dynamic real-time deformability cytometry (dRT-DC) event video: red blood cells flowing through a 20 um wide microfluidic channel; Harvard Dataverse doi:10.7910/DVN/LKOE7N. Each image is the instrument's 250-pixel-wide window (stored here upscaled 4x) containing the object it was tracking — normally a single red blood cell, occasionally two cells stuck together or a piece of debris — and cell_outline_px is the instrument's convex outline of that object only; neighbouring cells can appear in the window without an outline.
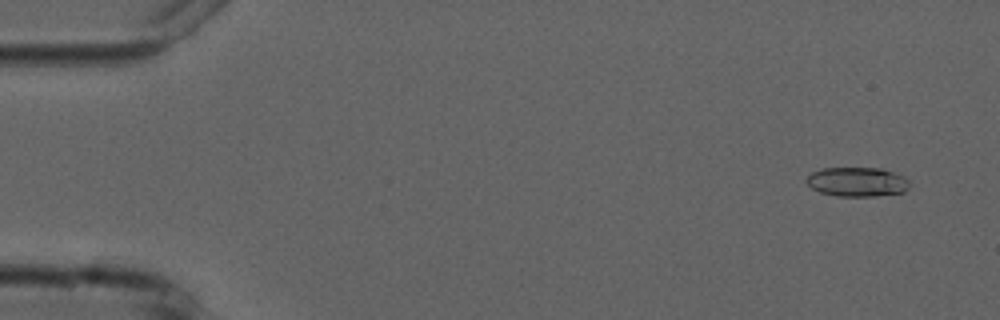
{"species": "common noctule bat (a hibernating species)", "species_latin": "Nyctalus noctula", "temperature_condition": "cold", "stored_images_in_passage": 5, "camera_frame_rate_fps": 3000, "um_per_image_px": 0.085, "animal": {"sex": "male", "forearm_length_mm": 52.5}, "frame": {"image": 1, "passage_image": 1, "time_ms": 0.0, "image_size_px": [1000, 320], "cell_outline_px": [[908, 188], [904, 192], [876, 196], [836, 196], [820, 192], [812, 188], [804, 180], [812, 172], [820, 168], [884, 168], [904, 176], [908, 180]], "centroid_in_image_um": [72.85, 15.45], "position_along_channel_um": 12.1, "area_um2": 17.74}}
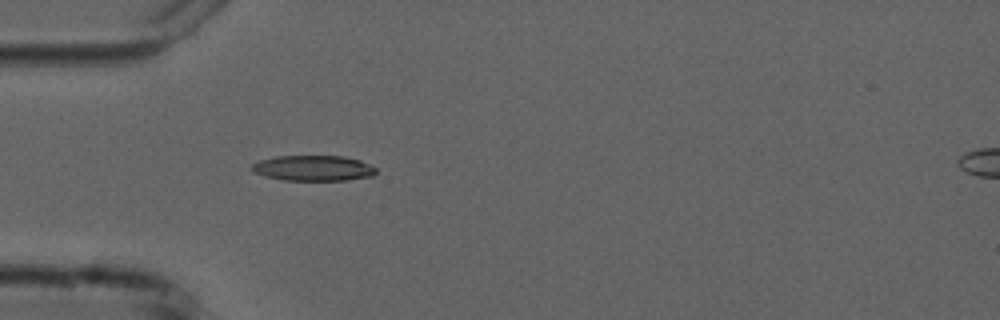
{"frame": {"image": 2, "passage_image": 5, "time_ms": 4.333, "image_size_px": [1000, 320], "cell_outline_px": [[376, 172], [372, 176], [344, 180], [284, 180], [264, 176], [252, 172], [252, 164], [260, 160], [276, 156], [344, 156], [360, 160], [376, 168]], "centroid_in_image_um": [26.61, 14.29], "position_along_channel_um": 58.4, "area_um2": 18.38}}